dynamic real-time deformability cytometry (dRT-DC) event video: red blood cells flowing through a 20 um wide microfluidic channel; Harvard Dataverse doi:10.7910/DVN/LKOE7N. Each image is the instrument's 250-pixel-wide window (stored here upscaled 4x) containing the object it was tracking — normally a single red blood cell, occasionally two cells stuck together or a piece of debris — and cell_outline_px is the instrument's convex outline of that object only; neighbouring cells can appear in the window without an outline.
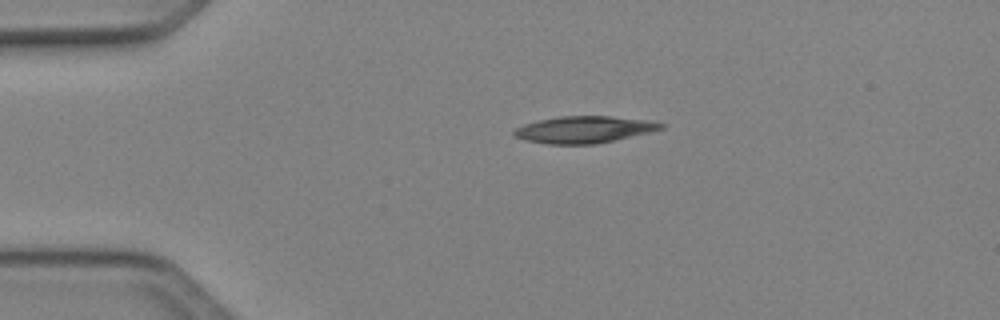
{"species": "Egyptian fruit bat (a non-hibernating species)", "species_latin": "Rousettus aegyptiacus", "temperature_condition": "cold", "stored_images_in_passage": 39, "camera_frame_rate_fps": 3000, "um_per_image_px": 0.085, "animal": {"sex": "female"}, "frame": {"image": 1, "passage_image": 1, "time_ms": 0.0, "image_size_px": [1000, 320], "cell_outline_px": [[664, 128], [652, 132], [616, 140], [596, 144], [548, 144], [528, 140], [512, 136], [512, 132], [516, 128], [524, 124], [536, 120], [560, 116], [608, 116], [656, 120], [664, 124]], "centroid_in_image_um": [49.7, 11.0], "position_along_channel_um": 35.3, "area_um2": 23.29}}
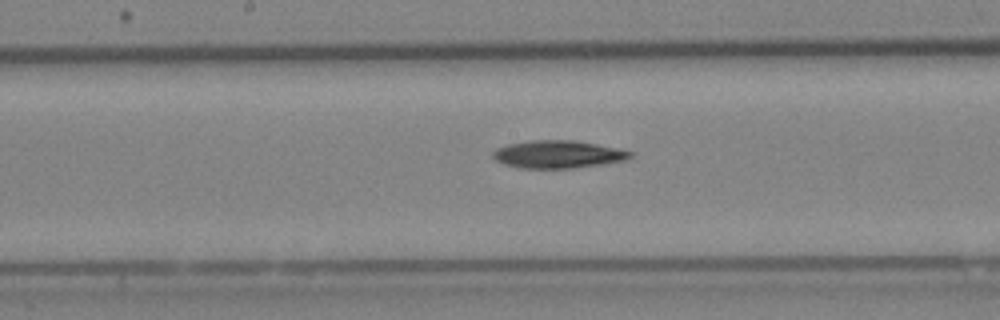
{"frame": {"image": 2, "passage_image": 16, "time_ms": 5.0, "image_size_px": [1000, 320], "cell_outline_px": [[632, 156], [628, 160], [604, 164], [576, 168], [520, 168], [504, 164], [496, 160], [492, 156], [492, 152], [496, 148], [508, 144], [532, 140], [572, 140], [596, 144], [616, 148], [632, 152]], "centroid_in_image_um": [47.42, 13.12], "position_along_channel_um": 200.8, "area_um2": 22.2}}
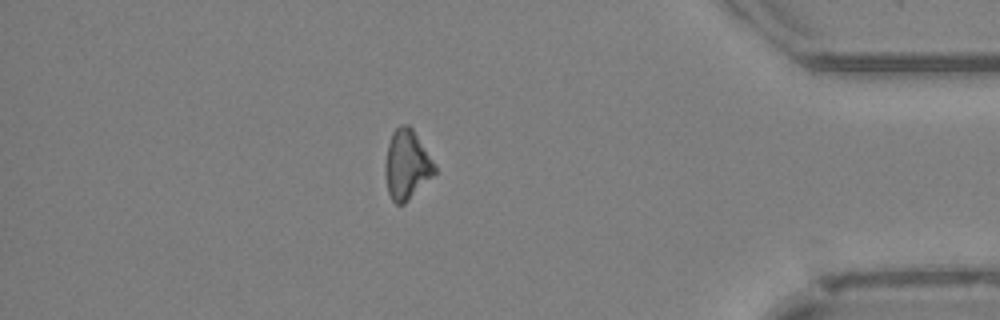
{"frame": {"image": 3, "passage_image": 33, "time_ms": 10.667, "image_size_px": [1000, 320], "cell_outline_px": [[436, 172], [404, 204], [396, 204], [392, 200], [388, 192], [384, 172], [384, 164], [388, 144], [392, 132], [400, 124], [408, 124], [412, 128], [436, 164]], "centroid_in_image_um": [34.56, 13.98], "position_along_channel_um": 400.6, "area_um2": 20.06}, "authors_computed_cell_mechanics": {"area_um2": 21.097, "velocity_mm_per_s": 4.1471, "shape_relaxation_time_tau1_ms": 4.3957, "shape_relaxation_time_tau2_ms": null, "deformation_change_tau1": 0.1162, "deformation_change_tau2": null}}